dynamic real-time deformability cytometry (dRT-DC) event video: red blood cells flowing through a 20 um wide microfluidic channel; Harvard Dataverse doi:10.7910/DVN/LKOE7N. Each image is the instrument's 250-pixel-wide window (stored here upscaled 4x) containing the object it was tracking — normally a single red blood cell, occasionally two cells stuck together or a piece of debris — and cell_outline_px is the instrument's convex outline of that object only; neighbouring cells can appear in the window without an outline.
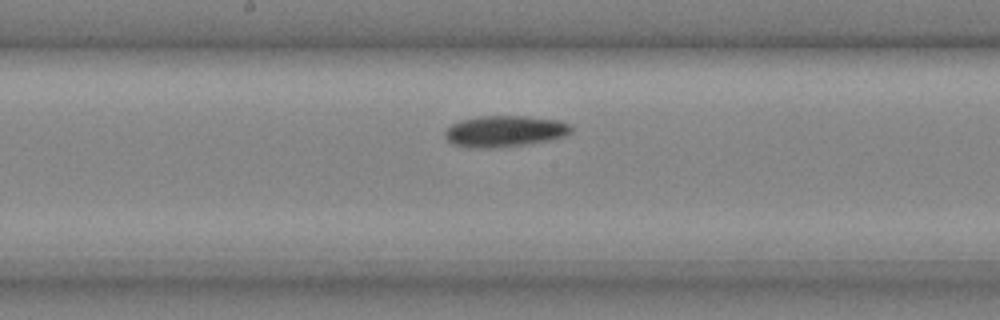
{"species": "common noctule bat (a hibernating species)", "species_latin": "Nyctalus noctula", "temperature_condition": "cold", "stored_images_in_passage": 23, "camera_frame_rate_fps": 3000, "um_per_image_px": 0.085, "animal": {"sex": "male", "body_mass_g": 20.4}, "frame": {"image": 1, "passage_image": 10, "time_ms": 3.0, "image_size_px": [1000, 320], "cell_outline_px": [[572, 132], [564, 136], [548, 140], [528, 144], [496, 148], [468, 148], [452, 144], [444, 136], [444, 132], [452, 124], [460, 120], [476, 116], [524, 116], [560, 120], [568, 124], [572, 128]], "centroid_in_image_um": [42.87, 11.16], "position_along_channel_um": 205.3, "area_um2": 23.18}}
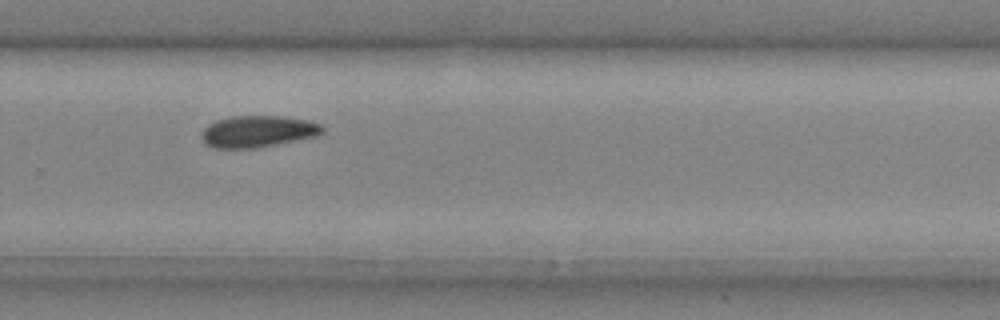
{"frame": {"image": 2, "passage_image": 16, "time_ms": 5.0, "image_size_px": [1000, 320], "cell_outline_px": [[324, 132], [316, 136], [252, 148], [212, 148], [200, 136], [200, 132], [208, 124], [216, 120], [232, 116], [284, 116], [308, 120], [320, 124], [324, 128]], "centroid_in_image_um": [21.89, 11.15], "position_along_channel_um": 307.9, "area_um2": 22.14}}
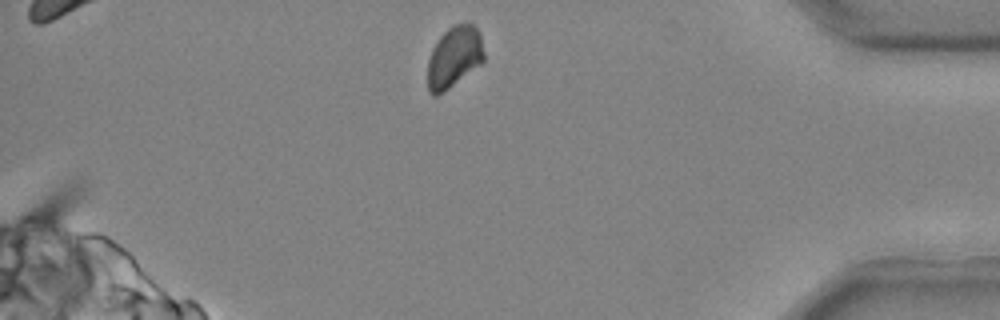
{"frame": {"image": 3, "passage_image": 23, "time_ms": 7.333, "image_size_px": [1000, 320], "cell_outline_px": [[484, 60], [480, 64], [444, 92], [436, 96], [432, 96], [428, 92], [428, 60], [432, 48], [440, 36], [448, 28], [456, 24], [472, 24], [480, 32], [484, 52]], "centroid_in_image_um": [38.59, 4.86], "position_along_channel_um": 396.6, "area_um2": 20.06}}